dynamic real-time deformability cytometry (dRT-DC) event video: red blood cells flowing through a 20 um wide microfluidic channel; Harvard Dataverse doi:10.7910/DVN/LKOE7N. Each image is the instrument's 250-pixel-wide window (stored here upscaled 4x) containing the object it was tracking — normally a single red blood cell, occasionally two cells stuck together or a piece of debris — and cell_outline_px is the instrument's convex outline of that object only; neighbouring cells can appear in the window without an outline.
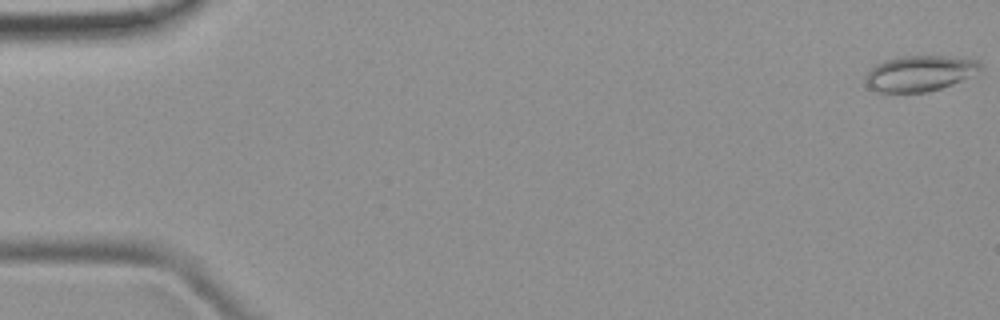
{"species": "common noctule bat (a hibernating species)", "species_latin": "Nyctalus noctula", "temperature_condition": "room temperature", "stored_images_in_passage": 12, "camera_frame_rate_fps": 3000, "um_per_image_px": 0.085, "animal": {"sex": "female", "body_mass_g": 19.9}, "frame": {"image": 1, "passage_image": 1, "time_ms": 0.0, "image_size_px": [1000, 320], "cell_outline_px": [[984, 68], [952, 84], [928, 92], [880, 92], [868, 88], [864, 80], [864, 76], [876, 64], [900, 56], [940, 56], [980, 60]], "centroid_in_image_um": [78.15, 6.24], "position_along_channel_um": 6.8, "area_um2": 23.7}}